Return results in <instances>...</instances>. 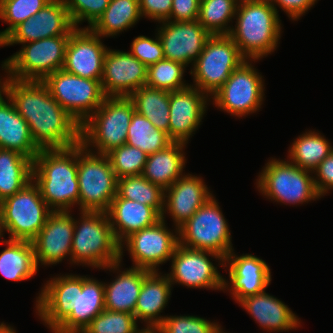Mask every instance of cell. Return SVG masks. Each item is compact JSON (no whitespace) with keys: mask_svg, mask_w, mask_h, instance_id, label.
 <instances>
[{"mask_svg":"<svg viewBox=\"0 0 333 333\" xmlns=\"http://www.w3.org/2000/svg\"><path fill=\"white\" fill-rule=\"evenodd\" d=\"M210 192L201 176L186 173L164 190L162 218L169 214L175 225L173 227L179 229L214 196Z\"/></svg>","mask_w":333,"mask_h":333,"instance_id":"obj_24","label":"cell"},{"mask_svg":"<svg viewBox=\"0 0 333 333\" xmlns=\"http://www.w3.org/2000/svg\"><path fill=\"white\" fill-rule=\"evenodd\" d=\"M75 28L86 22L90 28L104 13L110 0H63ZM86 20V21H85Z\"/></svg>","mask_w":333,"mask_h":333,"instance_id":"obj_45","label":"cell"},{"mask_svg":"<svg viewBox=\"0 0 333 333\" xmlns=\"http://www.w3.org/2000/svg\"><path fill=\"white\" fill-rule=\"evenodd\" d=\"M165 221V218H162L156 224L127 237L120 244V261L122 262L126 249L133 261L132 267L159 272L160 264L171 260L179 244L178 229L171 232Z\"/></svg>","mask_w":333,"mask_h":333,"instance_id":"obj_14","label":"cell"},{"mask_svg":"<svg viewBox=\"0 0 333 333\" xmlns=\"http://www.w3.org/2000/svg\"><path fill=\"white\" fill-rule=\"evenodd\" d=\"M218 333H227L223 331V328Z\"/></svg>","mask_w":333,"mask_h":333,"instance_id":"obj_55","label":"cell"},{"mask_svg":"<svg viewBox=\"0 0 333 333\" xmlns=\"http://www.w3.org/2000/svg\"><path fill=\"white\" fill-rule=\"evenodd\" d=\"M147 66L128 52L109 49L104 58L101 86L106 96L129 97L146 85Z\"/></svg>","mask_w":333,"mask_h":333,"instance_id":"obj_21","label":"cell"},{"mask_svg":"<svg viewBox=\"0 0 333 333\" xmlns=\"http://www.w3.org/2000/svg\"><path fill=\"white\" fill-rule=\"evenodd\" d=\"M239 0H201L197 21L211 35H229Z\"/></svg>","mask_w":333,"mask_h":333,"instance_id":"obj_38","label":"cell"},{"mask_svg":"<svg viewBox=\"0 0 333 333\" xmlns=\"http://www.w3.org/2000/svg\"><path fill=\"white\" fill-rule=\"evenodd\" d=\"M78 145L40 149L33 161L32 181L52 211H71L79 205Z\"/></svg>","mask_w":333,"mask_h":333,"instance_id":"obj_2","label":"cell"},{"mask_svg":"<svg viewBox=\"0 0 333 333\" xmlns=\"http://www.w3.org/2000/svg\"><path fill=\"white\" fill-rule=\"evenodd\" d=\"M137 329L134 314L104 309L81 333H135Z\"/></svg>","mask_w":333,"mask_h":333,"instance_id":"obj_43","label":"cell"},{"mask_svg":"<svg viewBox=\"0 0 333 333\" xmlns=\"http://www.w3.org/2000/svg\"><path fill=\"white\" fill-rule=\"evenodd\" d=\"M33 161L14 150L0 148V202L32 181Z\"/></svg>","mask_w":333,"mask_h":333,"instance_id":"obj_34","label":"cell"},{"mask_svg":"<svg viewBox=\"0 0 333 333\" xmlns=\"http://www.w3.org/2000/svg\"><path fill=\"white\" fill-rule=\"evenodd\" d=\"M186 143L172 142L166 148L149 154L142 175L151 183L168 189L175 181L184 176ZM183 174V175H182Z\"/></svg>","mask_w":333,"mask_h":333,"instance_id":"obj_31","label":"cell"},{"mask_svg":"<svg viewBox=\"0 0 333 333\" xmlns=\"http://www.w3.org/2000/svg\"><path fill=\"white\" fill-rule=\"evenodd\" d=\"M104 309V282L77 275L76 310H72L52 333H81Z\"/></svg>","mask_w":333,"mask_h":333,"instance_id":"obj_25","label":"cell"},{"mask_svg":"<svg viewBox=\"0 0 333 333\" xmlns=\"http://www.w3.org/2000/svg\"><path fill=\"white\" fill-rule=\"evenodd\" d=\"M259 193L274 202L299 205L319 200L313 172L303 170L288 159H269L256 179Z\"/></svg>","mask_w":333,"mask_h":333,"instance_id":"obj_6","label":"cell"},{"mask_svg":"<svg viewBox=\"0 0 333 333\" xmlns=\"http://www.w3.org/2000/svg\"><path fill=\"white\" fill-rule=\"evenodd\" d=\"M121 261L111 264L102 270L117 272L110 284L104 282L105 309L134 314L137 299L143 285V280L151 273L148 270L132 267L124 271L119 269Z\"/></svg>","mask_w":333,"mask_h":333,"instance_id":"obj_26","label":"cell"},{"mask_svg":"<svg viewBox=\"0 0 333 333\" xmlns=\"http://www.w3.org/2000/svg\"><path fill=\"white\" fill-rule=\"evenodd\" d=\"M139 8L143 18L160 23L170 17L172 0H139Z\"/></svg>","mask_w":333,"mask_h":333,"instance_id":"obj_48","label":"cell"},{"mask_svg":"<svg viewBox=\"0 0 333 333\" xmlns=\"http://www.w3.org/2000/svg\"><path fill=\"white\" fill-rule=\"evenodd\" d=\"M70 35H59L21 44L22 48L2 61L6 76L19 81H43L63 68Z\"/></svg>","mask_w":333,"mask_h":333,"instance_id":"obj_7","label":"cell"},{"mask_svg":"<svg viewBox=\"0 0 333 333\" xmlns=\"http://www.w3.org/2000/svg\"><path fill=\"white\" fill-rule=\"evenodd\" d=\"M234 19L229 36L246 59L260 60L277 49L283 31L271 2L239 0Z\"/></svg>","mask_w":333,"mask_h":333,"instance_id":"obj_3","label":"cell"},{"mask_svg":"<svg viewBox=\"0 0 333 333\" xmlns=\"http://www.w3.org/2000/svg\"><path fill=\"white\" fill-rule=\"evenodd\" d=\"M155 39L140 35L135 37L131 43L129 52L147 67L164 59L162 43L155 34Z\"/></svg>","mask_w":333,"mask_h":333,"instance_id":"obj_46","label":"cell"},{"mask_svg":"<svg viewBox=\"0 0 333 333\" xmlns=\"http://www.w3.org/2000/svg\"><path fill=\"white\" fill-rule=\"evenodd\" d=\"M0 148L19 152L32 161H34L40 151V148L35 144L31 136L28 123L17 112L13 102L1 89Z\"/></svg>","mask_w":333,"mask_h":333,"instance_id":"obj_29","label":"cell"},{"mask_svg":"<svg viewBox=\"0 0 333 333\" xmlns=\"http://www.w3.org/2000/svg\"><path fill=\"white\" fill-rule=\"evenodd\" d=\"M74 29L64 1L51 0L33 17L16 26L0 42V47L25 44L59 35H70Z\"/></svg>","mask_w":333,"mask_h":333,"instance_id":"obj_16","label":"cell"},{"mask_svg":"<svg viewBox=\"0 0 333 333\" xmlns=\"http://www.w3.org/2000/svg\"><path fill=\"white\" fill-rule=\"evenodd\" d=\"M74 218L71 264L102 269L120 261V244L116 241L107 213L80 211Z\"/></svg>","mask_w":333,"mask_h":333,"instance_id":"obj_4","label":"cell"},{"mask_svg":"<svg viewBox=\"0 0 333 333\" xmlns=\"http://www.w3.org/2000/svg\"><path fill=\"white\" fill-rule=\"evenodd\" d=\"M74 233L71 211H53L38 235L31 241L37 266L59 264L69 257Z\"/></svg>","mask_w":333,"mask_h":333,"instance_id":"obj_20","label":"cell"},{"mask_svg":"<svg viewBox=\"0 0 333 333\" xmlns=\"http://www.w3.org/2000/svg\"><path fill=\"white\" fill-rule=\"evenodd\" d=\"M0 89L28 123L40 149H65L80 143L79 123L52 97L42 81H19L5 76L0 79Z\"/></svg>","mask_w":333,"mask_h":333,"instance_id":"obj_1","label":"cell"},{"mask_svg":"<svg viewBox=\"0 0 333 333\" xmlns=\"http://www.w3.org/2000/svg\"><path fill=\"white\" fill-rule=\"evenodd\" d=\"M116 241L121 244L132 233L150 227L162 219L154 208L121 198L118 194L106 212Z\"/></svg>","mask_w":333,"mask_h":333,"instance_id":"obj_28","label":"cell"},{"mask_svg":"<svg viewBox=\"0 0 333 333\" xmlns=\"http://www.w3.org/2000/svg\"><path fill=\"white\" fill-rule=\"evenodd\" d=\"M4 228H3V223H2V220H1V216H0V239L3 238L4 239ZM1 240L0 241V244L4 243L5 239L4 240Z\"/></svg>","mask_w":333,"mask_h":333,"instance_id":"obj_52","label":"cell"},{"mask_svg":"<svg viewBox=\"0 0 333 333\" xmlns=\"http://www.w3.org/2000/svg\"><path fill=\"white\" fill-rule=\"evenodd\" d=\"M135 333H163L160 326H147L142 329H137Z\"/></svg>","mask_w":333,"mask_h":333,"instance_id":"obj_51","label":"cell"},{"mask_svg":"<svg viewBox=\"0 0 333 333\" xmlns=\"http://www.w3.org/2000/svg\"><path fill=\"white\" fill-rule=\"evenodd\" d=\"M255 1H268V2H271V0H255Z\"/></svg>","mask_w":333,"mask_h":333,"instance_id":"obj_56","label":"cell"},{"mask_svg":"<svg viewBox=\"0 0 333 333\" xmlns=\"http://www.w3.org/2000/svg\"><path fill=\"white\" fill-rule=\"evenodd\" d=\"M117 194L121 198L154 207L162 215L164 190L149 182L142 174L117 179Z\"/></svg>","mask_w":333,"mask_h":333,"instance_id":"obj_39","label":"cell"},{"mask_svg":"<svg viewBox=\"0 0 333 333\" xmlns=\"http://www.w3.org/2000/svg\"><path fill=\"white\" fill-rule=\"evenodd\" d=\"M246 60L229 35H211L192 65L190 74L194 81L190 86L212 97Z\"/></svg>","mask_w":333,"mask_h":333,"instance_id":"obj_9","label":"cell"},{"mask_svg":"<svg viewBox=\"0 0 333 333\" xmlns=\"http://www.w3.org/2000/svg\"><path fill=\"white\" fill-rule=\"evenodd\" d=\"M6 248L0 253V275L11 281L32 278L39 267L36 264L32 242L5 240Z\"/></svg>","mask_w":333,"mask_h":333,"instance_id":"obj_32","label":"cell"},{"mask_svg":"<svg viewBox=\"0 0 333 333\" xmlns=\"http://www.w3.org/2000/svg\"><path fill=\"white\" fill-rule=\"evenodd\" d=\"M3 333H16V330L14 329V327H9L6 331H4Z\"/></svg>","mask_w":333,"mask_h":333,"instance_id":"obj_54","label":"cell"},{"mask_svg":"<svg viewBox=\"0 0 333 333\" xmlns=\"http://www.w3.org/2000/svg\"><path fill=\"white\" fill-rule=\"evenodd\" d=\"M51 0H0V19L9 27L0 31V42L20 23L33 17Z\"/></svg>","mask_w":333,"mask_h":333,"instance_id":"obj_41","label":"cell"},{"mask_svg":"<svg viewBox=\"0 0 333 333\" xmlns=\"http://www.w3.org/2000/svg\"><path fill=\"white\" fill-rule=\"evenodd\" d=\"M229 269H228V268ZM224 268L229 271V280L224 278V291H229L236 303L265 291L271 283L268 264L253 254L238 256L234 249L224 259Z\"/></svg>","mask_w":333,"mask_h":333,"instance_id":"obj_19","label":"cell"},{"mask_svg":"<svg viewBox=\"0 0 333 333\" xmlns=\"http://www.w3.org/2000/svg\"><path fill=\"white\" fill-rule=\"evenodd\" d=\"M76 300L77 275H58L44 283L35 302V312L53 331L72 310H76Z\"/></svg>","mask_w":333,"mask_h":333,"instance_id":"obj_23","label":"cell"},{"mask_svg":"<svg viewBox=\"0 0 333 333\" xmlns=\"http://www.w3.org/2000/svg\"><path fill=\"white\" fill-rule=\"evenodd\" d=\"M90 28H75L69 37L63 70L86 79L101 80L108 50Z\"/></svg>","mask_w":333,"mask_h":333,"instance_id":"obj_17","label":"cell"},{"mask_svg":"<svg viewBox=\"0 0 333 333\" xmlns=\"http://www.w3.org/2000/svg\"><path fill=\"white\" fill-rule=\"evenodd\" d=\"M201 0H172L169 21L184 22L198 19Z\"/></svg>","mask_w":333,"mask_h":333,"instance_id":"obj_49","label":"cell"},{"mask_svg":"<svg viewBox=\"0 0 333 333\" xmlns=\"http://www.w3.org/2000/svg\"><path fill=\"white\" fill-rule=\"evenodd\" d=\"M134 111L130 97L106 96L101 106L80 126V143L87 150L104 155L124 145Z\"/></svg>","mask_w":333,"mask_h":333,"instance_id":"obj_5","label":"cell"},{"mask_svg":"<svg viewBox=\"0 0 333 333\" xmlns=\"http://www.w3.org/2000/svg\"><path fill=\"white\" fill-rule=\"evenodd\" d=\"M316 190L320 197L333 190V151L313 171Z\"/></svg>","mask_w":333,"mask_h":333,"instance_id":"obj_47","label":"cell"},{"mask_svg":"<svg viewBox=\"0 0 333 333\" xmlns=\"http://www.w3.org/2000/svg\"><path fill=\"white\" fill-rule=\"evenodd\" d=\"M52 212L41 197L39 187L33 181L0 202L3 228L9 233L11 240L31 242Z\"/></svg>","mask_w":333,"mask_h":333,"instance_id":"obj_11","label":"cell"},{"mask_svg":"<svg viewBox=\"0 0 333 333\" xmlns=\"http://www.w3.org/2000/svg\"><path fill=\"white\" fill-rule=\"evenodd\" d=\"M218 203L211 197L178 229L180 245L226 258L234 248L231 231Z\"/></svg>","mask_w":333,"mask_h":333,"instance_id":"obj_10","label":"cell"},{"mask_svg":"<svg viewBox=\"0 0 333 333\" xmlns=\"http://www.w3.org/2000/svg\"><path fill=\"white\" fill-rule=\"evenodd\" d=\"M172 142L166 132L157 129L146 117L134 111L125 144L140 148L149 155L166 148Z\"/></svg>","mask_w":333,"mask_h":333,"instance_id":"obj_37","label":"cell"},{"mask_svg":"<svg viewBox=\"0 0 333 333\" xmlns=\"http://www.w3.org/2000/svg\"><path fill=\"white\" fill-rule=\"evenodd\" d=\"M246 60L212 96V104L232 116L245 117L260 110L264 101V80L252 62Z\"/></svg>","mask_w":333,"mask_h":333,"instance_id":"obj_12","label":"cell"},{"mask_svg":"<svg viewBox=\"0 0 333 333\" xmlns=\"http://www.w3.org/2000/svg\"><path fill=\"white\" fill-rule=\"evenodd\" d=\"M157 34L162 43L165 59L192 66L199 58L211 34L197 21H163Z\"/></svg>","mask_w":333,"mask_h":333,"instance_id":"obj_18","label":"cell"},{"mask_svg":"<svg viewBox=\"0 0 333 333\" xmlns=\"http://www.w3.org/2000/svg\"><path fill=\"white\" fill-rule=\"evenodd\" d=\"M129 97L134 103L135 111L169 136L170 92L145 85L134 91Z\"/></svg>","mask_w":333,"mask_h":333,"instance_id":"obj_36","label":"cell"},{"mask_svg":"<svg viewBox=\"0 0 333 333\" xmlns=\"http://www.w3.org/2000/svg\"><path fill=\"white\" fill-rule=\"evenodd\" d=\"M185 66L183 63L162 59L147 67L146 86L168 92L179 91L191 84L185 82Z\"/></svg>","mask_w":333,"mask_h":333,"instance_id":"obj_40","label":"cell"},{"mask_svg":"<svg viewBox=\"0 0 333 333\" xmlns=\"http://www.w3.org/2000/svg\"><path fill=\"white\" fill-rule=\"evenodd\" d=\"M42 82L80 126L101 106L106 97L101 80L82 78L63 69L48 75Z\"/></svg>","mask_w":333,"mask_h":333,"instance_id":"obj_13","label":"cell"},{"mask_svg":"<svg viewBox=\"0 0 333 333\" xmlns=\"http://www.w3.org/2000/svg\"><path fill=\"white\" fill-rule=\"evenodd\" d=\"M238 304L267 332H285L301 326L300 318L284 302L266 291L248 296Z\"/></svg>","mask_w":333,"mask_h":333,"instance_id":"obj_27","label":"cell"},{"mask_svg":"<svg viewBox=\"0 0 333 333\" xmlns=\"http://www.w3.org/2000/svg\"><path fill=\"white\" fill-rule=\"evenodd\" d=\"M117 179L141 175L148 154L128 144L121 145L106 154Z\"/></svg>","mask_w":333,"mask_h":333,"instance_id":"obj_42","label":"cell"},{"mask_svg":"<svg viewBox=\"0 0 333 333\" xmlns=\"http://www.w3.org/2000/svg\"><path fill=\"white\" fill-rule=\"evenodd\" d=\"M318 0H271L272 6L279 11L277 6L281 8L289 18L293 21H298L311 7L315 6Z\"/></svg>","mask_w":333,"mask_h":333,"instance_id":"obj_50","label":"cell"},{"mask_svg":"<svg viewBox=\"0 0 333 333\" xmlns=\"http://www.w3.org/2000/svg\"><path fill=\"white\" fill-rule=\"evenodd\" d=\"M211 257V259H209ZM212 258L224 267V258L219 254L184 247H176L171 258V271L166 275L172 286L176 283L188 288L222 290L224 292V277L217 266L211 262Z\"/></svg>","mask_w":333,"mask_h":333,"instance_id":"obj_15","label":"cell"},{"mask_svg":"<svg viewBox=\"0 0 333 333\" xmlns=\"http://www.w3.org/2000/svg\"><path fill=\"white\" fill-rule=\"evenodd\" d=\"M159 326L163 333H218L223 328L218 322L194 315H166Z\"/></svg>","mask_w":333,"mask_h":333,"instance_id":"obj_44","label":"cell"},{"mask_svg":"<svg viewBox=\"0 0 333 333\" xmlns=\"http://www.w3.org/2000/svg\"><path fill=\"white\" fill-rule=\"evenodd\" d=\"M210 99L211 97L192 86L170 92L169 138L173 142L188 144L190 137L201 125Z\"/></svg>","mask_w":333,"mask_h":333,"instance_id":"obj_22","label":"cell"},{"mask_svg":"<svg viewBox=\"0 0 333 333\" xmlns=\"http://www.w3.org/2000/svg\"><path fill=\"white\" fill-rule=\"evenodd\" d=\"M161 272H151L144 280L134 311L136 321L144 326H159L166 316L161 313L171 297L172 284L169 277Z\"/></svg>","mask_w":333,"mask_h":333,"instance_id":"obj_30","label":"cell"},{"mask_svg":"<svg viewBox=\"0 0 333 333\" xmlns=\"http://www.w3.org/2000/svg\"><path fill=\"white\" fill-rule=\"evenodd\" d=\"M11 325H6V323L1 322L0 323V333H3L4 331H6Z\"/></svg>","mask_w":333,"mask_h":333,"instance_id":"obj_53","label":"cell"},{"mask_svg":"<svg viewBox=\"0 0 333 333\" xmlns=\"http://www.w3.org/2000/svg\"><path fill=\"white\" fill-rule=\"evenodd\" d=\"M79 211L107 212L117 195V178L107 155L78 144Z\"/></svg>","mask_w":333,"mask_h":333,"instance_id":"obj_8","label":"cell"},{"mask_svg":"<svg viewBox=\"0 0 333 333\" xmlns=\"http://www.w3.org/2000/svg\"><path fill=\"white\" fill-rule=\"evenodd\" d=\"M332 151L333 146L323 134L308 130L293 140L287 159L301 169L313 172Z\"/></svg>","mask_w":333,"mask_h":333,"instance_id":"obj_35","label":"cell"},{"mask_svg":"<svg viewBox=\"0 0 333 333\" xmlns=\"http://www.w3.org/2000/svg\"><path fill=\"white\" fill-rule=\"evenodd\" d=\"M140 18L139 0H110L104 13L90 29L102 38L115 37L134 27Z\"/></svg>","mask_w":333,"mask_h":333,"instance_id":"obj_33","label":"cell"}]
</instances>
